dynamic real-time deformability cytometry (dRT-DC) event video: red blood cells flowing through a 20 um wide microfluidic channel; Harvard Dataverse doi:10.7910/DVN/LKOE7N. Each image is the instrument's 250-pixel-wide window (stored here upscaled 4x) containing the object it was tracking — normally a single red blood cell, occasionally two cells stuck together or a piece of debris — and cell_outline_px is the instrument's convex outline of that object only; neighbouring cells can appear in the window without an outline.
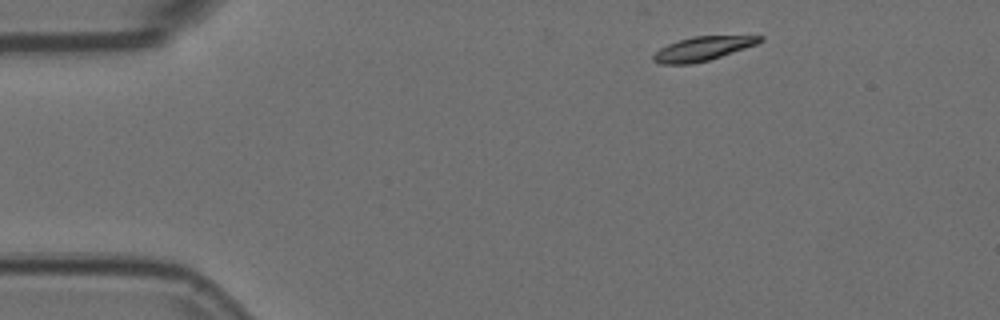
{"species": "Egyptian fruit bat (a non-hibernating species)", "species_latin": "Rousettus aegyptiacus", "temperature_condition": "room temperature", "stored_images_in_passage": 47, "camera_frame_rate_fps": 3000, "um_per_image_px": 0.085, "animal": {"sex": "female"}, "frame": {"image": 1, "passage_image": 1, "time_ms": 0.0, "image_size_px": [1000, 320], "cell_outline_px": [[764, 40], [756, 44], [708, 60], [692, 64], [660, 64], [652, 60], [652, 56], [660, 48], [668, 44], [692, 36], [764, 36]], "centroid_in_image_um": [59.69, 4.14], "position_along_channel_um": 25.3, "area_um2": 14.68}}
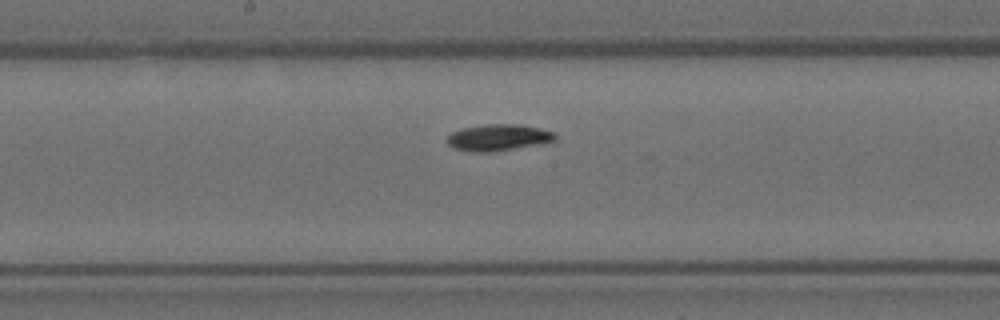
{"frame": {"image": 2, "passage_image": 21, "time_ms": 6.667, "image_size_px": [1000, 320], "cell_outline_px": [[556, 140], [540, 144], [492, 152], [476, 152], [456, 148], [448, 144], [444, 140], [452, 132], [460, 128], [488, 124], [520, 124], [540, 128], [552, 132], [556, 136]], "centroid_in_image_um": [42.34, 11.68], "position_along_channel_um": 205.9, "area_um2": 16.65}}
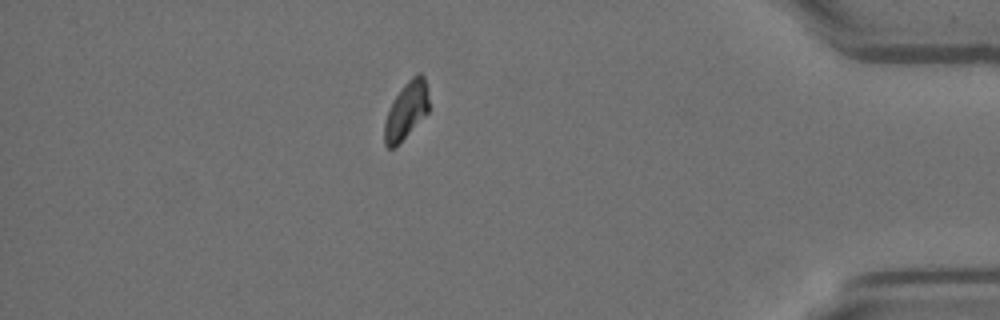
{"frame": {"image": 3, "passage_image": 40, "time_ms": 13.0, "image_size_px": [1000, 320], "cell_outline_px": [[428, 112], [396, 148], [388, 148], [384, 144], [384, 124], [388, 112], [396, 96], [404, 84], [416, 72], [420, 72], [424, 76], [428, 92]], "centroid_in_image_um": [34.54, 9.41], "position_along_channel_um": 400.7, "area_um2": 14.8}, "authors_computed_cell_mechanics": {"area_um2": 15.6638, "velocity_mm_per_s": 3.7325, "shape_relaxation_time_tau1_ms": 3.88, "shape_relaxation_time_tau2_ms": null, "deformation_change_tau1": 0.1376, "deformation_change_tau2": null}}